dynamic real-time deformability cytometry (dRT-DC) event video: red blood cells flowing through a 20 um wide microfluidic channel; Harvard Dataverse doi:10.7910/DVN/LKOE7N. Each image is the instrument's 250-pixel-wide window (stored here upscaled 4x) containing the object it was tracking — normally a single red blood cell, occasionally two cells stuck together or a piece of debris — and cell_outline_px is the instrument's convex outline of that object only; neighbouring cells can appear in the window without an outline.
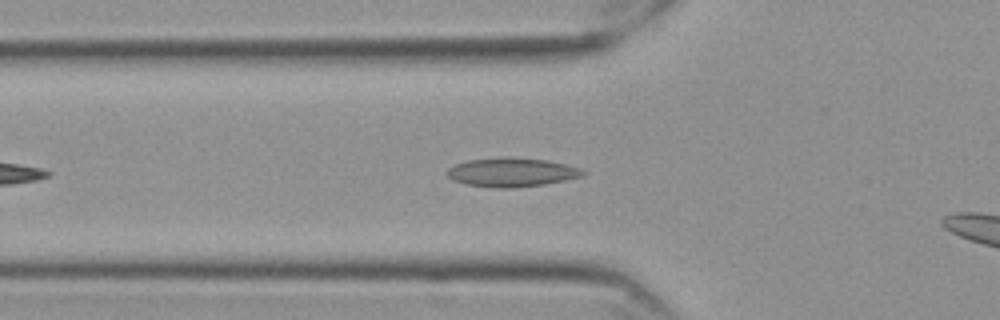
{"species": "Egyptian fruit bat (a non-hibernating species)", "species_latin": "Rousettus aegyptiacus", "temperature_condition": "cold", "stored_images_in_passage": 34, "camera_frame_rate_fps": 3000, "um_per_image_px": 0.085, "frame": {"image": 1, "passage_image": 3, "time_ms": 0.667, "image_size_px": [1000, 320], "cell_outline_px": [[584, 172], [580, 176], [564, 180], [544, 184], [512, 188], [500, 188], [468, 184], [456, 180], [448, 176], [448, 168], [456, 164], [468, 160], [508, 156], [548, 160], [580, 168]], "centroid_in_image_um": [43.49, 14.62], "position_along_channel_um": 82.3, "area_um2": 22.48}}
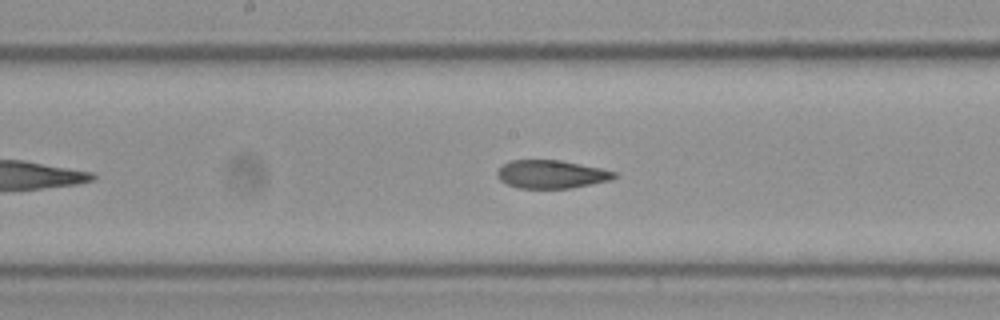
{"frame": {"image": 2, "passage_image": 13, "time_ms": 4.0, "image_size_px": [1000, 320], "cell_outline_px": [[616, 176], [612, 180], [572, 188], [520, 188], [508, 184], [500, 180], [496, 176], [496, 172], [504, 164], [512, 160], [560, 160], [600, 168], [616, 172]], "centroid_in_image_um": [46.87, 14.81], "position_along_channel_um": 201.3, "area_um2": 19.13}}
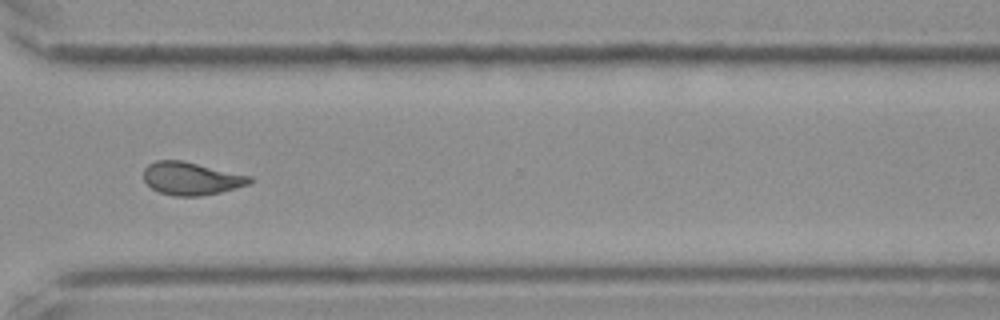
{"frame": {"image": 3, "passage_image": 26, "time_ms": 8.333, "image_size_px": [1000, 320], "cell_outline_px": [[252, 180], [248, 184], [236, 188], [220, 192], [200, 196], [172, 196], [160, 192], [152, 188], [144, 180], [144, 168], [148, 164], [156, 160], [180, 160], [252, 176]], "centroid_in_image_um": [16.24, 15.17], "position_along_channel_um": 354.4, "area_um2": 20.17}, "authors_computed_cell_mechanics": {"area_um2": 19.8543, "velocity_mm_per_s": 3.5348, "shape_relaxation_time_tau1_ms": null, "shape_relaxation_time_tau2_ms": 2.336, "deformation_change_tau1": null, "deformation_change_tau2": 0.0905}}